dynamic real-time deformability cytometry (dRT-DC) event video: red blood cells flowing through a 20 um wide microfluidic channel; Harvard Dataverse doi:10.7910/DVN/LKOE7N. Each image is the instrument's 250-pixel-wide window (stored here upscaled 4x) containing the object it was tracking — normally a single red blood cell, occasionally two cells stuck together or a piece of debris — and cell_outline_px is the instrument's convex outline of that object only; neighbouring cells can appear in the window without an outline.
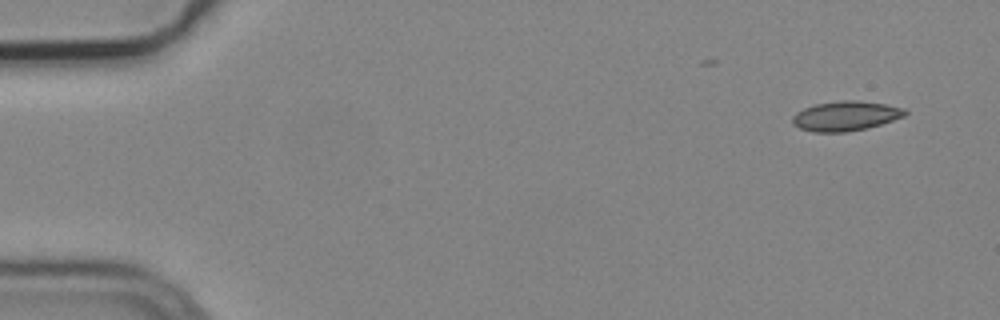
{"species": "common noctule bat (a hibernating species)", "species_latin": "Nyctalus noctula", "temperature_condition": "cold", "stored_images_in_passage": 6, "camera_frame_rate_fps": 3000, "um_per_image_px": 0.085, "animal": {"sex": "male", "body_mass_g": 19.2, "forearm_length_mm": 51.8}, "frame": {"image": 1, "passage_image": 1, "time_ms": 0.0, "image_size_px": [1000, 320], "cell_outline_px": [[908, 112], [904, 116], [868, 128], [844, 132], [812, 132], [800, 128], [792, 124], [792, 116], [796, 112], [804, 108], [816, 104], [840, 100], [860, 100], [884, 104], [904, 108]], "centroid_in_image_um": [71.85, 9.85], "position_along_channel_um": 13.1, "area_um2": 19.48}}
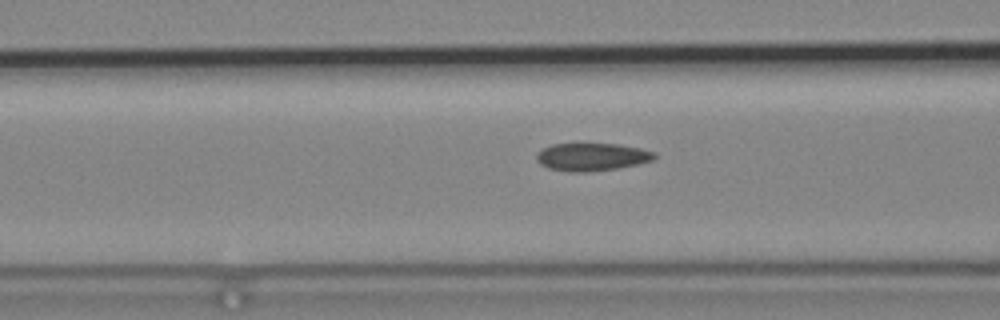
{"frame": {"image": 2, "passage_image": 6, "time_ms": 1.667, "image_size_px": [1000, 320], "cell_outline_px": [[656, 156], [652, 160], [636, 164], [616, 168], [588, 172], [568, 172], [548, 168], [540, 164], [536, 160], [536, 152], [552, 144], [616, 144], [640, 148], [656, 152]], "centroid_in_image_um": [50.27, 13.34], "position_along_channel_um": 116.3, "area_um2": 19.02}}